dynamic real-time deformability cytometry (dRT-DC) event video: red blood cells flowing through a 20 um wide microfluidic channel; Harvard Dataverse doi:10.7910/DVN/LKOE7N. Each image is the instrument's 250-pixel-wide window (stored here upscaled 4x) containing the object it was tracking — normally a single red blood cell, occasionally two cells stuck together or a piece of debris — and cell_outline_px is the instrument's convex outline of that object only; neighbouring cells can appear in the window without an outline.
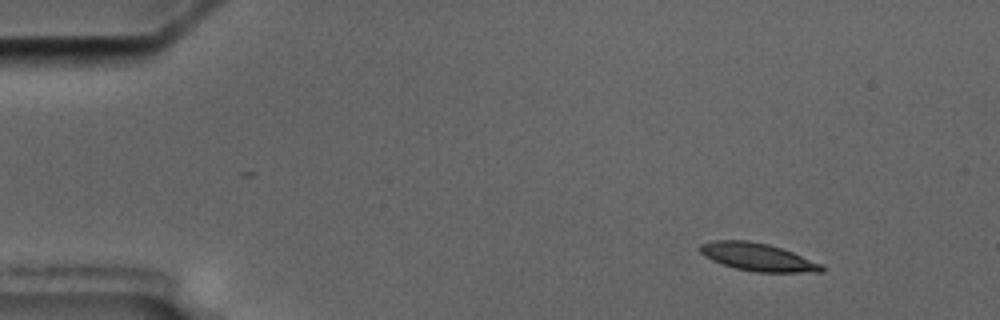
{"species": "common noctule bat (a hibernating species)", "species_latin": "Nyctalus noctula", "temperature_condition": "cold", "stored_images_in_passage": 3, "camera_frame_rate_fps": 3000, "um_per_image_px": 0.085, "animal": {"sex": "male", "body_mass_g": 17.5, "forearm_length_mm": 52.3}, "frame": {"image": 1, "passage_image": 1, "time_ms": 0.0, "image_size_px": [1000, 320], "cell_outline_px": [[824, 272], [756, 272], [736, 268], [712, 260], [704, 256], [700, 252], [700, 244], [712, 240], [748, 240], [768, 244], [792, 252], [824, 264]], "centroid_in_image_um": [64.42, 21.84], "position_along_channel_um": 20.6, "area_um2": 19.65}}
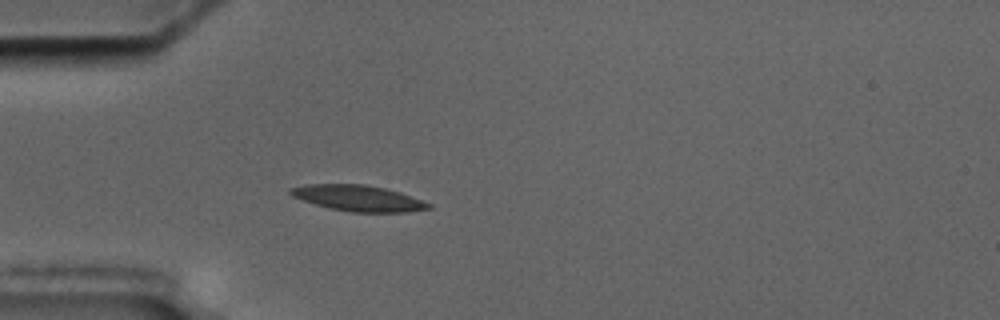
{"frame": {"image": 2, "passage_image": 3, "time_ms": 3.333, "image_size_px": [1000, 320], "cell_outline_px": [[432, 208], [408, 212], [352, 212], [328, 208], [292, 196], [288, 192], [288, 188], [304, 184], [364, 184], [384, 188], [400, 192], [432, 204]], "centroid_in_image_um": [30.44, 16.84], "position_along_channel_um": 54.6, "area_um2": 20.87}}